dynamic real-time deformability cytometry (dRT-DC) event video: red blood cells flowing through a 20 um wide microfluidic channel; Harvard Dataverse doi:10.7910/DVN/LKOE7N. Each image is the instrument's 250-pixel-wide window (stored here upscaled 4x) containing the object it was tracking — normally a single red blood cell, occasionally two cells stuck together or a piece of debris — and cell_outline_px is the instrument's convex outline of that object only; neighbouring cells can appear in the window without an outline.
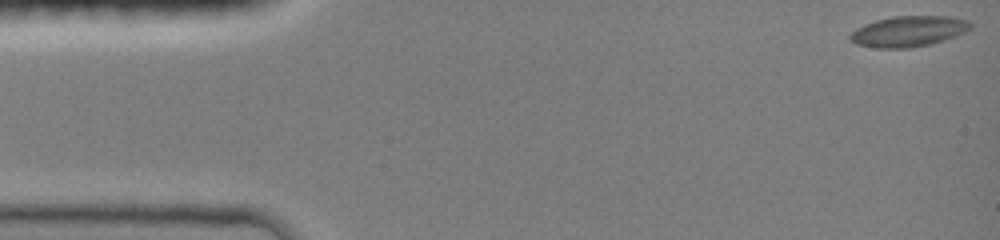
{"species": "common noctule bat (a hibernating species)", "species_latin": "Nyctalus noctula", "temperature_condition": "room temperature", "stored_images_in_passage": 44, "camera_frame_rate_fps": 3000, "um_per_image_px": 0.085, "animal": {"sex": "female", "body_mass_g": 19.0, "forearm_length_mm": 51.5}, "frame": {"image": 1, "passage_image": 1, "time_ms": 0.0, "image_size_px": [1000, 240], "cell_outline_px": [[972, 24], [964, 32], [956, 36], [944, 40], [928, 44], [908, 48], [876, 48], [856, 44], [848, 36], [856, 28], [864, 24], [876, 20], [892, 16], [952, 16], [968, 20]], "centroid_in_image_um": [77.21, 2.65], "position_along_channel_um": 7.8, "area_um2": 21.44}}
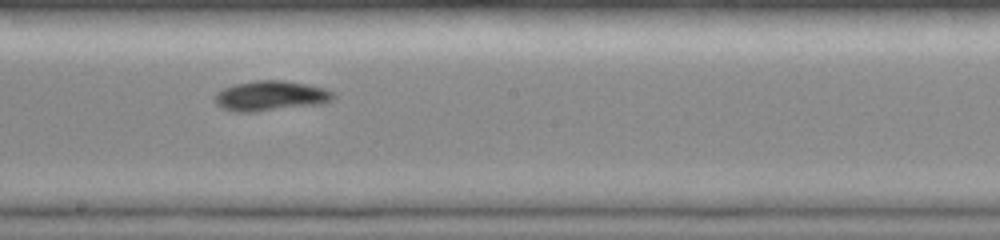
{"frame": {"image": 2, "passage_image": 26, "time_ms": 8.333, "image_size_px": [1000, 240], "cell_outline_px": [[336, 96], [332, 100], [324, 104], [256, 112], [236, 112], [220, 108], [216, 104], [216, 92], [224, 88], [236, 84], [252, 80], [280, 80], [304, 84], [324, 88], [336, 92]], "centroid_in_image_um": [23.04, 8.16], "position_along_channel_um": 225.2, "area_um2": 20.98}}
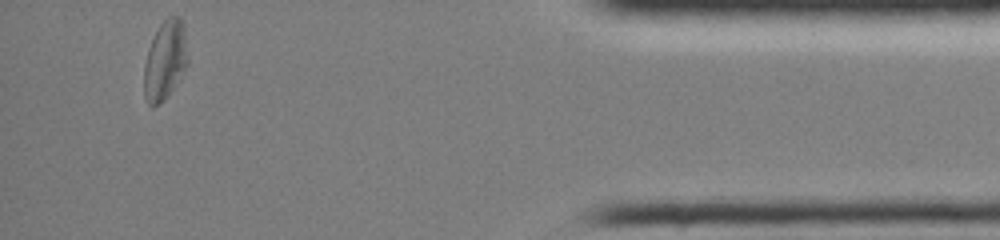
{"frame": {"image": 3, "passage_image": 44, "time_ms": 14.333, "image_size_px": [1000, 240], "cell_outline_px": [[188, 64], [184, 72], [172, 88], [152, 108], [148, 104], [144, 96], [144, 64], [148, 48], [160, 24], [168, 16], [180, 16], [184, 24], [188, 56]], "centroid_in_image_um": [14.04, 5.06], "position_along_channel_um": 421.2, "area_um2": 20.0}, "authors_computed_cell_mechanics": {"area_um2": 19.7965, "velocity_mm_per_s": 4.0351, "shape_relaxation_time_tau1_ms": 2.5087, "shape_relaxation_time_tau2_ms": null, "deformation_change_tau1": 0.132, "deformation_change_tau2": null}}